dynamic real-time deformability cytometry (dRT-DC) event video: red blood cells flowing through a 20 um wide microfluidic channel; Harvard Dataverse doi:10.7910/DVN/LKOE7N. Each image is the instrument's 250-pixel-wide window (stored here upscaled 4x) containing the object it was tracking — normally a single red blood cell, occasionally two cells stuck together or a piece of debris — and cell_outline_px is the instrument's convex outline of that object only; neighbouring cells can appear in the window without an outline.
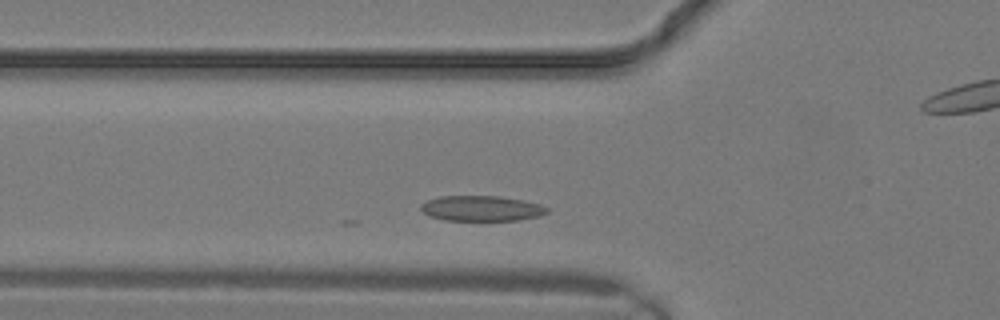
{"species": "common noctule bat (a hibernating species)", "species_latin": "Nyctalus noctula", "temperature_condition": "warm", "stored_images_in_passage": 15, "segment_of_instrument_passage": [1, 2], "camera_frame_rate_fps": 3000, "um_per_image_px": 0.085, "animal": {"sex": "male", "body_mass_g": 19.2, "forearm_length_mm": 51.8}, "frame": {"image": 1, "passage_image": 5, "time_ms": 1.333, "image_size_px": [1000, 320], "cell_outline_px": [[548, 212], [540, 216], [516, 220], [444, 220], [428, 216], [420, 208], [420, 204], [428, 200], [440, 196], [500, 196], [524, 200], [540, 204], [548, 208]], "centroid_in_image_um": [40.92, 17.71], "position_along_channel_um": 84.9, "area_um2": 18.67}}
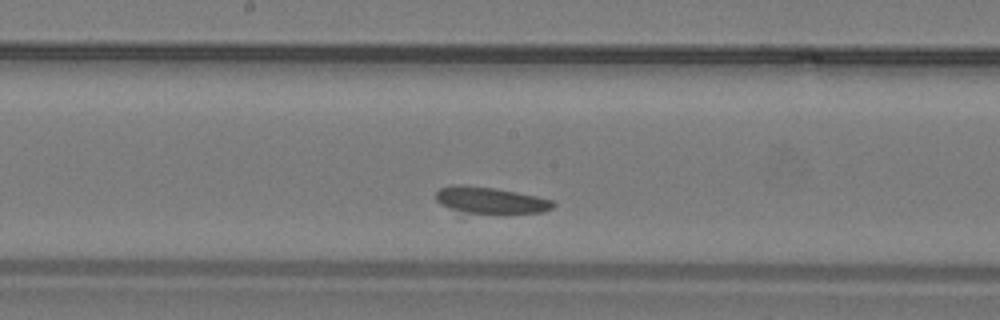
{"frame": {"image": 2, "passage_image": 10, "time_ms": 3.0, "image_size_px": [1000, 320], "cell_outline_px": [[556, 204], [552, 208], [544, 212], [464, 212], [440, 204], [436, 200], [436, 192], [440, 188], [456, 184], [464, 184], [492, 188], [516, 192], [536, 196], [552, 200]], "centroid_in_image_um": [41.67, 17.0], "position_along_channel_um": 206.5, "area_um2": 17.57}}
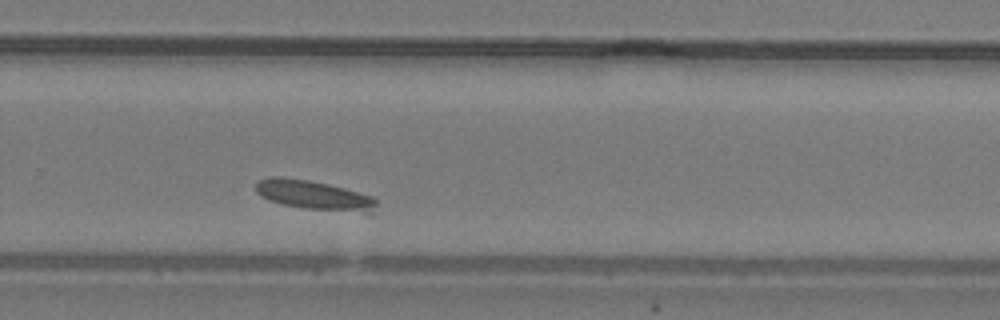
{"frame": {"image": 3, "passage_image": 14, "time_ms": 4.333, "image_size_px": [1000, 320], "cell_outline_px": [[376, 204], [372, 216], [368, 216], [304, 208], [284, 204], [268, 200], [260, 196], [256, 192], [256, 184], [260, 180], [268, 176], [280, 176], [308, 180], [328, 184], [344, 188], [372, 196], [376, 200]], "centroid_in_image_um": [26.79, 16.64], "position_along_channel_um": 303.0, "area_um2": 21.33}}